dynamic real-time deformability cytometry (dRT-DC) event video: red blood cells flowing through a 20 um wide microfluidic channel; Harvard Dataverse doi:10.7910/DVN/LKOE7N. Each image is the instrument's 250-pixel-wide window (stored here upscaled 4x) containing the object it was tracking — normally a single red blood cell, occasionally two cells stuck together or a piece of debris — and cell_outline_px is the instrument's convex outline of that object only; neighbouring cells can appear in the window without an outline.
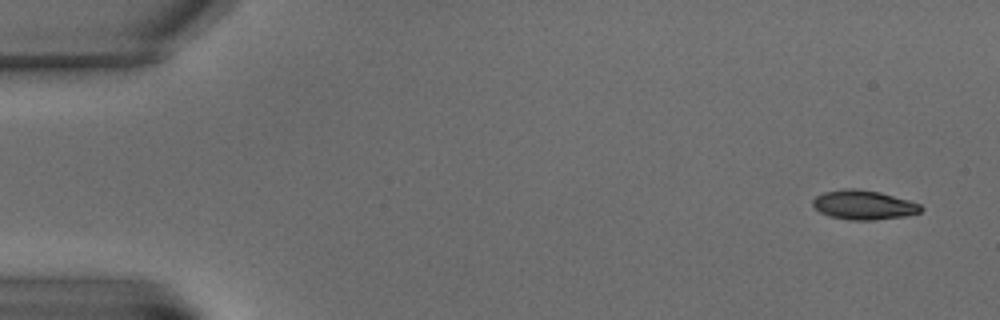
{"species": "common noctule bat (a hibernating species)", "species_latin": "Nyctalus noctula", "temperature_condition": "warm", "stored_images_in_passage": 4, "camera_frame_rate_fps": 3000, "um_per_image_px": 0.085, "animal": {"sex": "male", "body_mass_g": 15.6}, "frame": {"image": 1, "passage_image": 1, "time_ms": 0.0, "image_size_px": [1000, 320], "cell_outline_px": [[924, 208], [920, 212], [904, 216], [872, 220], [848, 220], [828, 216], [820, 212], [812, 204], [812, 200], [816, 196], [824, 192], [844, 188], [856, 188], [880, 192], [908, 200], [920, 204]], "centroid_in_image_um": [73.39, 17.41], "position_along_channel_um": 11.6, "area_um2": 18.5}}